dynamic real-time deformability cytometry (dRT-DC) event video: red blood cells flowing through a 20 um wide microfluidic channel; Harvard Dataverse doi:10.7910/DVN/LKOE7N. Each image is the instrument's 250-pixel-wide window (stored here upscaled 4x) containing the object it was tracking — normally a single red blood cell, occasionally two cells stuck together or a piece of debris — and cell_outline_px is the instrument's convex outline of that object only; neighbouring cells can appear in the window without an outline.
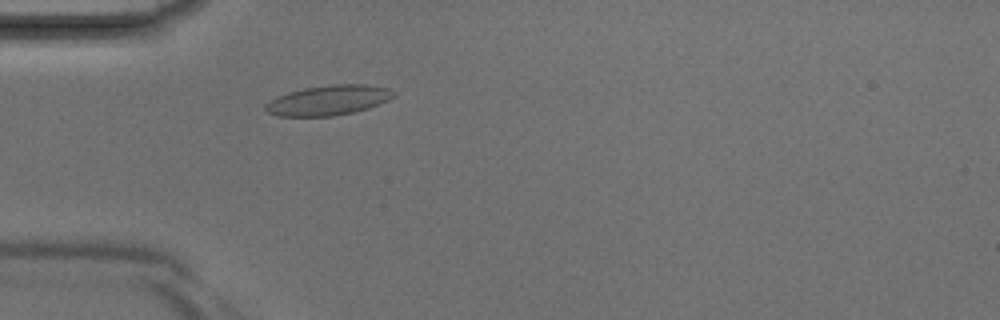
{"species": "Egyptian fruit bat (a non-hibernating species)", "species_latin": "Rousettus aegyptiacus", "temperature_condition": "room temperature", "stored_images_in_passage": 3, "camera_frame_rate_fps": 3000, "um_per_image_px": 0.085, "animal": {"sex": "male"}, "frame": {"image": 1, "passage_image": 3, "time_ms": 0.667, "image_size_px": [1000, 320], "cell_outline_px": [[396, 96], [380, 104], [368, 108], [352, 112], [332, 116], [276, 116], [268, 112], [264, 108], [264, 104], [276, 96], [288, 92], [304, 88], [336, 84], [364, 84], [388, 88], [396, 92]], "centroid_in_image_um": [27.91, 8.52], "position_along_channel_um": 57.1, "area_um2": 22.43}}